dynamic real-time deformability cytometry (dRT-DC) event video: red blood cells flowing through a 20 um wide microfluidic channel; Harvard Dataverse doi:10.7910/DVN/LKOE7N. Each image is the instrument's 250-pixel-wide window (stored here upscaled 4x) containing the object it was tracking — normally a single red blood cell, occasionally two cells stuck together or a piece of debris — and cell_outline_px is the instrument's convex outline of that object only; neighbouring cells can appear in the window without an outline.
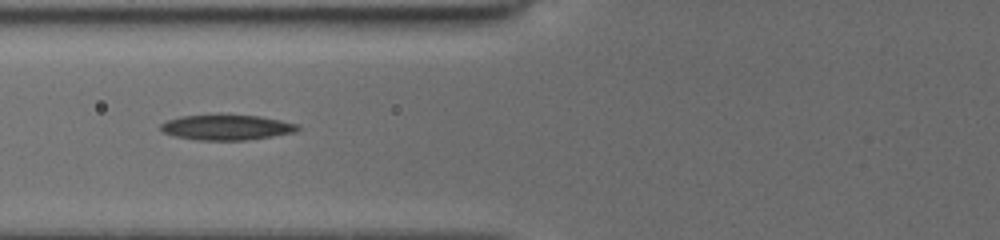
{"species": "common noctule bat (a hibernating species)", "species_latin": "Nyctalus noctula", "temperature_condition": "cold", "stored_images_in_passage": 23, "camera_frame_rate_fps": 3000, "um_per_image_px": 0.085, "animal": {"sex": "female", "body_mass_g": 19.5, "forearm_length_mm": 54.1}, "frame": {"image": 1, "passage_image": 9, "time_ms": 3.667, "image_size_px": [1000, 240], "cell_outline_px": [[300, 128], [296, 132], [248, 140], [196, 140], [176, 136], [164, 132], [160, 128], [160, 124], [168, 120], [180, 116], [260, 116], [300, 124]], "centroid_in_image_um": [19.31, 10.84], "position_along_channel_um": 106.5, "area_um2": 19.83}}
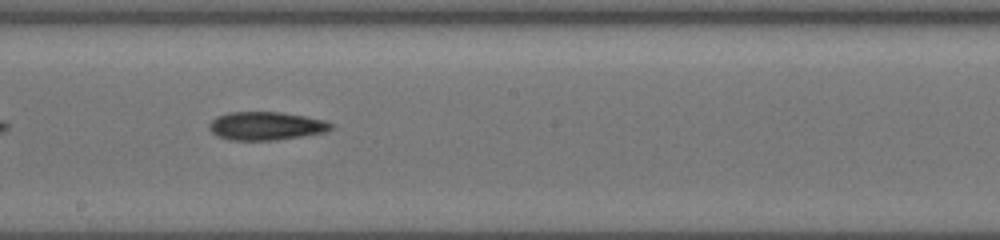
{"frame": {"image": 2, "passage_image": 16, "time_ms": 6.667, "image_size_px": [1000, 240], "cell_outline_px": [[332, 128], [324, 132], [276, 140], [228, 140], [216, 136], [208, 128], [208, 124], [216, 116], [228, 112], [280, 112], [304, 116], [324, 120], [332, 124]], "centroid_in_image_um": [22.54, 10.7], "position_along_channel_um": 225.7, "area_um2": 20.06}}
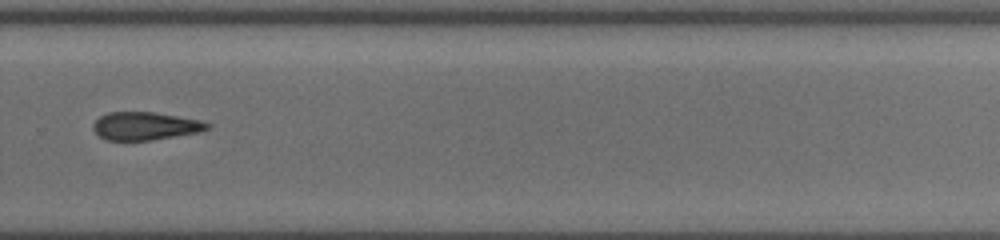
{"frame": {"image": 3, "passage_image": 21, "time_ms": 9.0, "image_size_px": [1000, 240], "cell_outline_px": [[212, 124], [208, 128], [200, 132], [152, 140], [104, 140], [92, 128], [92, 124], [100, 116], [108, 112], [152, 112], [200, 120]], "centroid_in_image_um": [12.33, 10.71], "position_along_channel_um": 317.5, "area_um2": 18.55}}